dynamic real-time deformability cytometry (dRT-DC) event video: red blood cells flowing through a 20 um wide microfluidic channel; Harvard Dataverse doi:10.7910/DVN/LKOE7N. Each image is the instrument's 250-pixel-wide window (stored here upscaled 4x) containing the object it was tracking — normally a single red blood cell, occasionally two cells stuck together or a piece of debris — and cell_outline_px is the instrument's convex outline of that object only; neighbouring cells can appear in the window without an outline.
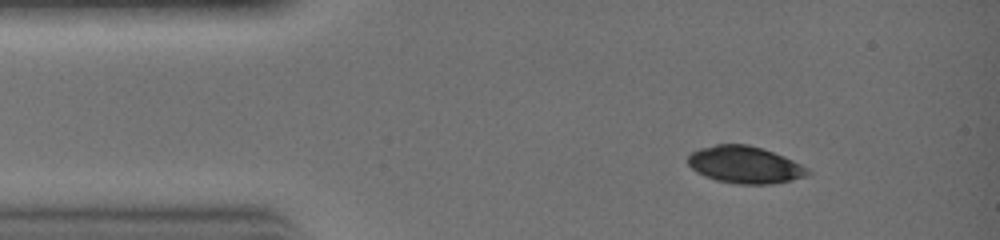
{"species": "common noctule bat (a hibernating species)", "species_latin": "Nyctalus noctula", "temperature_condition": "warm", "stored_images_in_passage": 18, "camera_frame_rate_fps": 3000, "um_per_image_px": 0.085, "animal": {"sex": "female", "body_mass_g": 19.0, "forearm_length_mm": 51.5}, "frame": {"image": 1, "passage_image": 1, "time_ms": 0.0, "image_size_px": [1000, 240], "cell_outline_px": [[812, 172], [808, 176], [792, 180], [772, 184], [740, 184], [716, 180], [704, 176], [696, 172], [688, 164], [688, 156], [692, 152], [700, 148], [716, 144], [748, 144], [764, 148], [784, 156], [808, 168]], "centroid_in_image_um": [63.33, 14.0], "position_along_channel_um": 21.7, "area_um2": 26.07}}
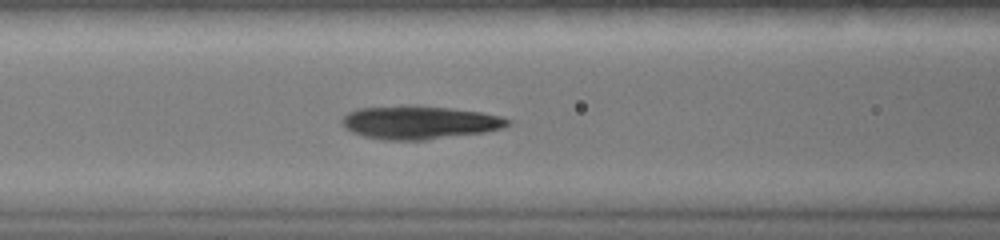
{"frame": {"image": 2, "passage_image": 9, "time_ms": 2.667, "image_size_px": [1000, 240], "cell_outline_px": [[512, 124], [500, 128], [484, 132], [424, 140], [384, 140], [364, 136], [352, 132], [344, 128], [340, 120], [348, 112], [356, 108], [400, 104], [412, 104], [448, 108], [480, 112], [500, 116], [512, 120]], "centroid_in_image_um": [35.59, 10.39], "position_along_channel_um": 131.0, "area_um2": 32.54}}